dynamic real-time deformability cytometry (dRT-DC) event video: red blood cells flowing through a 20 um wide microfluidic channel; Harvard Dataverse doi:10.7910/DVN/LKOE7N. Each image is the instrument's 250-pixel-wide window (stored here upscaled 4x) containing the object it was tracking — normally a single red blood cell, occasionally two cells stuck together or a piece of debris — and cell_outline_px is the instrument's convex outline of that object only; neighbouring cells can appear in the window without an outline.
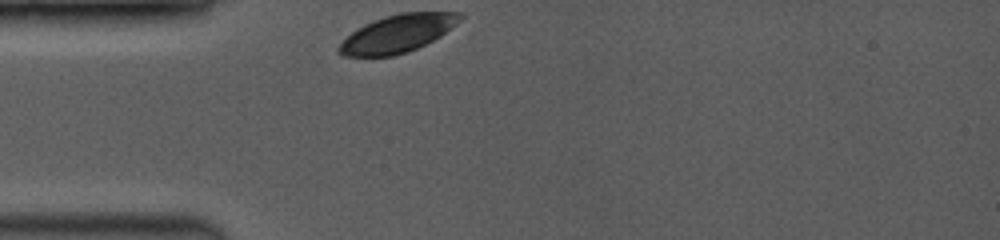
{"species": "common noctule bat (a hibernating species)", "species_latin": "Nyctalus noctula", "temperature_condition": "room temperature", "stored_images_in_passage": 33, "camera_frame_rate_fps": 3500, "um_per_image_px": 0.085, "animal": {"sex": "female", "body_mass_g": 19.0, "forearm_length_mm": 53.3}, "frame": {"image": 1, "passage_image": 1, "time_ms": 0.0, "image_size_px": [1000, 240], "cell_outline_px": [[464, 16], [456, 24], [440, 36], [408, 52], [392, 56], [344, 56], [336, 52], [336, 48], [352, 32], [364, 24], [384, 16], [400, 12], [460, 12]], "centroid_in_image_um": [33.78, 2.85], "position_along_channel_um": 51.2, "area_um2": 26.41}}
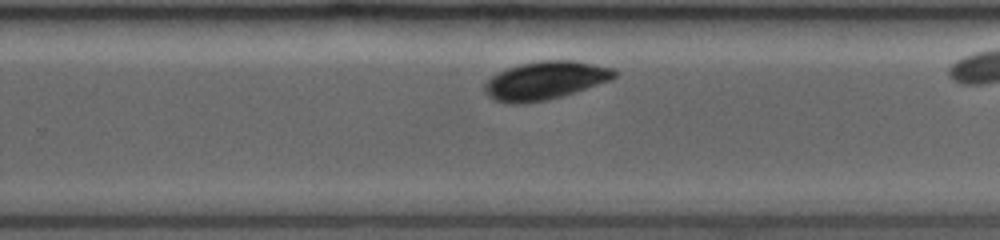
{"frame": {"image": 2, "passage_image": 23, "time_ms": 6.286, "image_size_px": [1000, 240], "cell_outline_px": [[616, 76], [612, 80], [576, 92], [544, 100], [520, 104], [504, 104], [492, 100], [484, 92], [484, 84], [492, 76], [508, 68], [520, 64], [540, 60], [572, 60], [616, 68]], "centroid_in_image_um": [46.34, 6.85], "position_along_channel_um": 283.5, "area_um2": 29.07}}
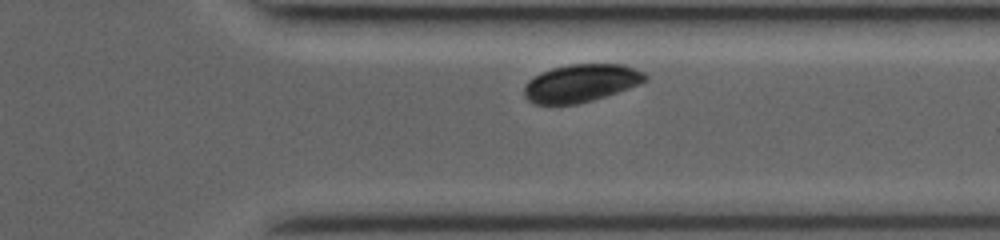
{"frame": {"image": 3, "passage_image": 30, "time_ms": 8.286, "image_size_px": [1000, 240], "cell_outline_px": [[648, 80], [640, 84], [592, 100], [576, 104], [536, 104], [528, 100], [524, 96], [524, 88], [528, 80], [540, 72], [552, 68], [568, 64], [624, 64], [644, 72], [648, 76]], "centroid_in_image_um": [49.38, 7.05], "position_along_channel_um": 362.0, "area_um2": 26.65}}